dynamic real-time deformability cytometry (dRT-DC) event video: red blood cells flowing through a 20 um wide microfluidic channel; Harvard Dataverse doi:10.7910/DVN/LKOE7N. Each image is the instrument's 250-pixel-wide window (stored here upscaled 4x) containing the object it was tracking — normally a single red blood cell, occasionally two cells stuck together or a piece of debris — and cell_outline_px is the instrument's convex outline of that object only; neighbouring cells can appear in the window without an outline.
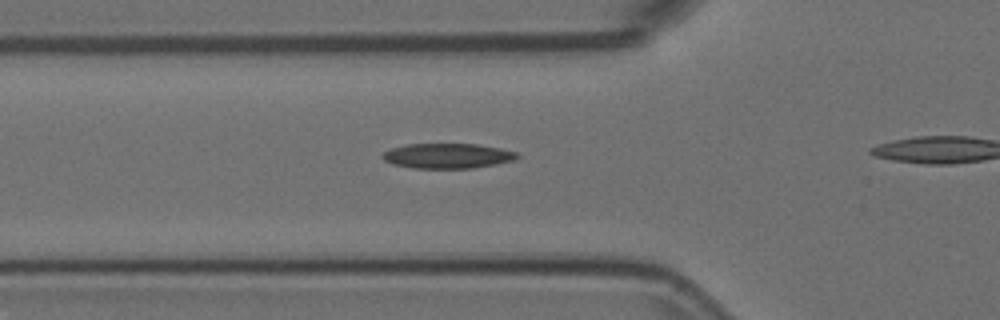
{"species": "Egyptian fruit bat (a non-hibernating species)", "species_latin": "Rousettus aegyptiacus", "temperature_condition": "room temperature", "stored_images_in_passage": 4, "camera_frame_rate_fps": 3000, "um_per_image_px": 0.085, "animal": {"sex": "female"}, "frame": {"image": 1, "passage_image": 2, "time_ms": 0.333, "image_size_px": [1000, 320], "cell_outline_px": [[520, 156], [512, 160], [496, 164], [472, 168], [412, 168], [392, 164], [384, 160], [380, 156], [384, 152], [392, 148], [408, 144], [476, 144], [500, 148], [516, 152]], "centroid_in_image_um": [38.01, 13.25], "position_along_channel_um": 87.8, "area_um2": 19.54}}